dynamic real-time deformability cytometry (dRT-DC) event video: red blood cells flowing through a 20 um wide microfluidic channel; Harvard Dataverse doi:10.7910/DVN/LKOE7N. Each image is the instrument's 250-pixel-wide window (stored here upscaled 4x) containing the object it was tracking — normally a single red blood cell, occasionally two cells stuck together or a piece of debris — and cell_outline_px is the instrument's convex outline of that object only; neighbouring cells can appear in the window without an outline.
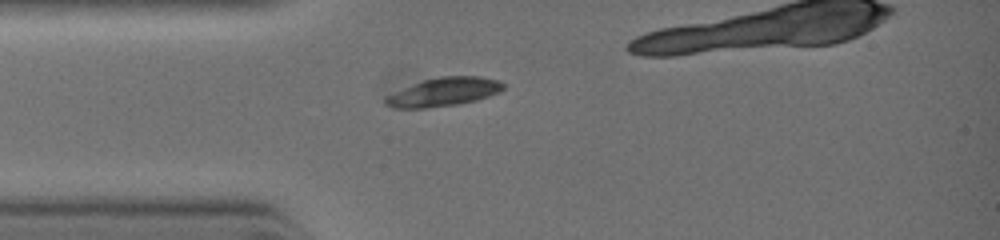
{"species": "common noctule bat (a hibernating species)", "species_latin": "Nyctalus noctula", "temperature_condition": "warm", "stored_images_in_passage": 3, "camera_frame_rate_fps": 3000, "um_per_image_px": 0.085, "animal": {"sex": "female", "body_mass_g": 19.0, "forearm_length_mm": 51.5}, "frame": {"image": 1, "passage_image": 1, "time_ms": 0.0, "image_size_px": [1000, 240], "cell_outline_px": [[504, 88], [500, 92], [476, 100], [456, 104], [424, 108], [392, 108], [384, 104], [384, 96], [392, 92], [412, 84], [424, 80], [440, 76], [480, 76], [500, 80], [504, 84]], "centroid_in_image_um": [37.69, 7.81], "position_along_channel_um": 47.3, "area_um2": 19.71}}